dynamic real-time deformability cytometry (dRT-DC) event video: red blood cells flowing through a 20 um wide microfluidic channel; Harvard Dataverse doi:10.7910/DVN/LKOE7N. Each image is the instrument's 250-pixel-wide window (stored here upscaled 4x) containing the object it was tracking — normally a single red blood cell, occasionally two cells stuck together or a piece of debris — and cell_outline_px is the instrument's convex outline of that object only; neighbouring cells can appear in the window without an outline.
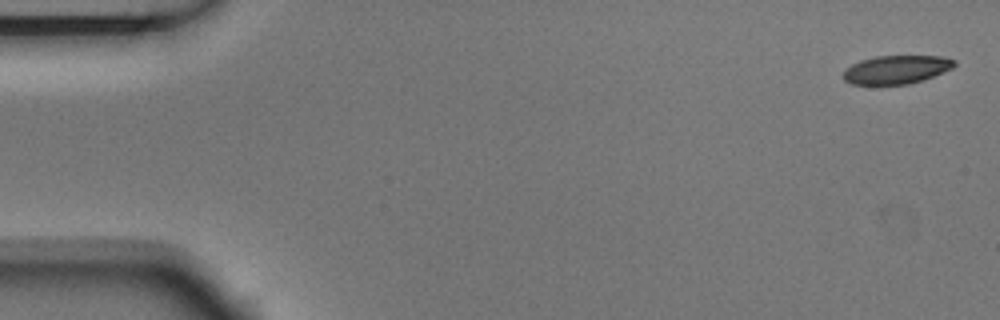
{"species": "Egyptian fruit bat (a non-hibernating species)", "species_latin": "Rousettus aegyptiacus", "temperature_condition": "room temperature", "stored_images_in_passage": 4, "camera_frame_rate_fps": 3000, "um_per_image_px": 0.085, "animal": {"sex": "male"}, "frame": {"image": 1, "passage_image": 1, "time_ms": 0.0, "image_size_px": [1000, 320], "cell_outline_px": [[956, 64], [952, 68], [924, 80], [908, 84], [852, 84], [844, 80], [844, 68], [860, 60], [876, 56], [940, 56], [956, 60]], "centroid_in_image_um": [76.19, 5.91], "position_along_channel_um": 8.8, "area_um2": 18.38}}